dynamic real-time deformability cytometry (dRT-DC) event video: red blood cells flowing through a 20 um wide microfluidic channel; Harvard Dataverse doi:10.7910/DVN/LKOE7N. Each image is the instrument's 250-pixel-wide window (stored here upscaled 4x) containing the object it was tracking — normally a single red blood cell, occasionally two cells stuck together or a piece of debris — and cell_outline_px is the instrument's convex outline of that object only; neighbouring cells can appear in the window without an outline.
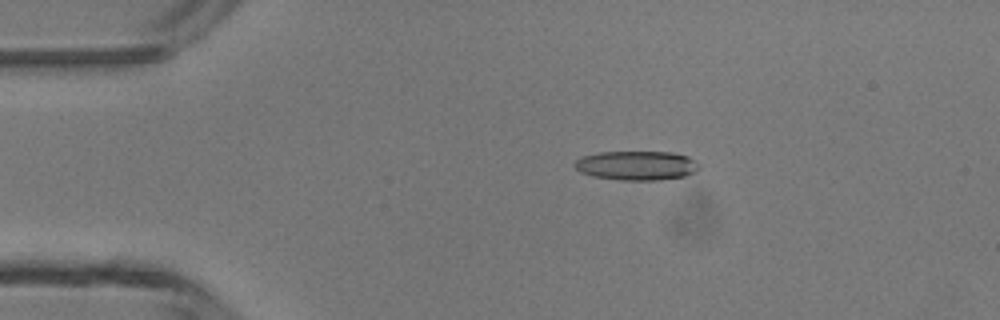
{"species": "common noctule bat (a hibernating species)", "species_latin": "Nyctalus noctula", "temperature_condition": "room temperature", "stored_images_in_passage": 2, "camera_frame_rate_fps": 3000, "um_per_image_px": 0.085, "animal": {"sex": "male", "body_mass_g": 13.3}, "frame": {"image": 1, "passage_image": 1, "time_ms": 0.0, "image_size_px": [1000, 320], "cell_outline_px": [[700, 168], [696, 172], [684, 176], [660, 180], [620, 180], [592, 176], [580, 172], [572, 164], [576, 160], [584, 156], [600, 152], [672, 152], [688, 156], [700, 164]], "centroid_in_image_um": [54.13, 14.07], "position_along_channel_um": 30.9, "area_um2": 21.33}}